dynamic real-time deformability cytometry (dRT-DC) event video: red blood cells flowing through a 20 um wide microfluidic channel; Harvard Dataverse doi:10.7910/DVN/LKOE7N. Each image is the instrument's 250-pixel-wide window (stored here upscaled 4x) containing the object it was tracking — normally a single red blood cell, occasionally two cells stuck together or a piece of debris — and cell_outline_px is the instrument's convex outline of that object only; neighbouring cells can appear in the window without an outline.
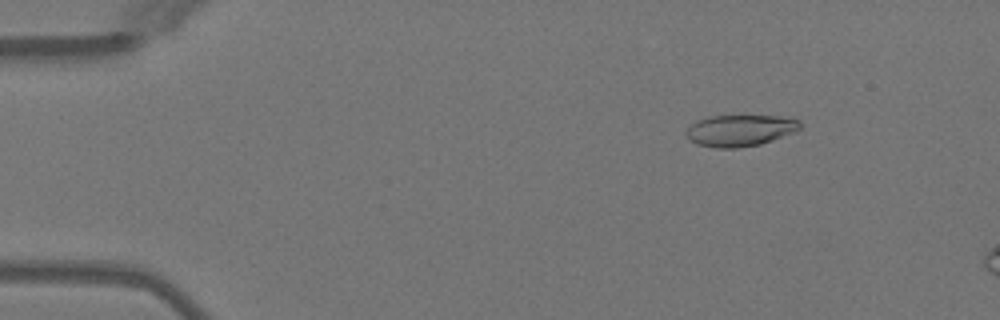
{"species": "Egyptian fruit bat (a non-hibernating species)", "species_latin": "Rousettus aegyptiacus", "temperature_condition": "warm", "stored_images_in_passage": 16, "camera_frame_rate_fps": 3000, "um_per_image_px": 0.085, "animal": {"sex": "female"}, "frame": {"image": 1, "passage_image": 7, "time_ms": 2.0, "image_size_px": [1000, 320], "cell_outline_px": [[800, 128], [796, 132], [760, 144], [736, 148], [716, 148], [696, 144], [688, 140], [684, 132], [696, 120], [708, 116], [792, 116], [800, 120]], "centroid_in_image_um": [62.91, 11.08], "position_along_channel_um": 22.1, "area_um2": 21.21}}